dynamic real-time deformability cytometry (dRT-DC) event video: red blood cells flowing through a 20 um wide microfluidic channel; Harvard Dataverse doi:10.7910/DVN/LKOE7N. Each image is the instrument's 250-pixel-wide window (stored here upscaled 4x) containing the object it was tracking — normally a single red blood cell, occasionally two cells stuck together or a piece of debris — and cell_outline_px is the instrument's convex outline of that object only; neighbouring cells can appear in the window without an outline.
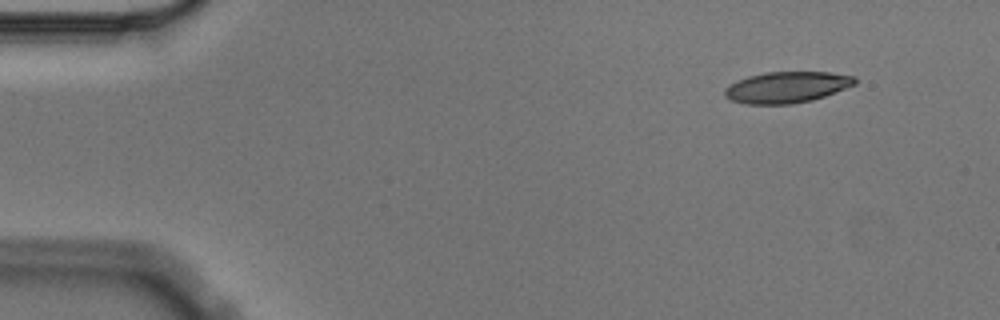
{"species": "Egyptian fruit bat (a non-hibernating species)", "species_latin": "Rousettus aegyptiacus", "temperature_condition": "cold", "stored_images_in_passage": 3, "camera_frame_rate_fps": 3000, "um_per_image_px": 0.085, "animal": {"sex": "male"}, "frame": {"image": 1, "passage_image": 1, "time_ms": 0.0, "image_size_px": [1000, 320], "cell_outline_px": [[856, 84], [824, 96], [812, 100], [792, 104], [744, 104], [732, 100], [724, 96], [724, 88], [728, 84], [736, 80], [748, 76], [764, 72], [828, 72], [856, 76]], "centroid_in_image_um": [66.84, 7.41], "position_along_channel_um": 18.2, "area_um2": 23.81}}